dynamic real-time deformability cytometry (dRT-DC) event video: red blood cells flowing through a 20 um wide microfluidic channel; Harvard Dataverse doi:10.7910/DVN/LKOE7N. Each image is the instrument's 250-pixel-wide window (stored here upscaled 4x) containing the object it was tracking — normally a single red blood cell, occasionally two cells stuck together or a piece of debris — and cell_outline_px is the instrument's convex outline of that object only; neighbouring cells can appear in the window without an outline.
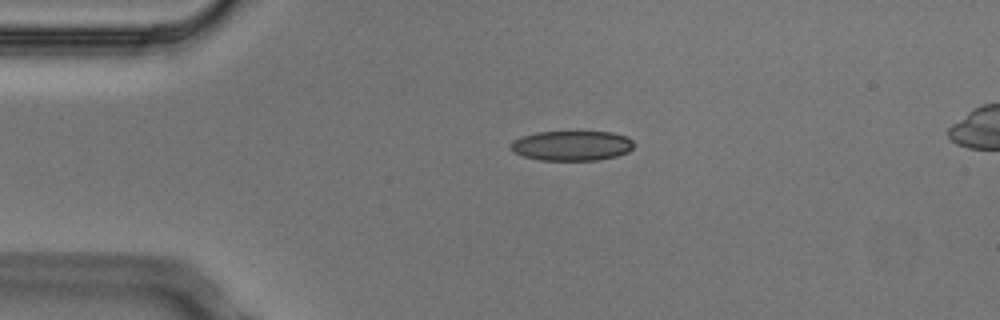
{"species": "Egyptian fruit bat (a non-hibernating species)", "species_latin": "Rousettus aegyptiacus", "temperature_condition": "cold", "stored_images_in_passage": 4, "camera_frame_rate_fps": 3000, "um_per_image_px": 0.085, "animal": {"sex": "male"}, "frame": {"image": 1, "passage_image": 4, "time_ms": 1.0, "image_size_px": [1000, 320], "cell_outline_px": [[636, 144], [628, 152], [616, 156], [596, 160], [540, 160], [524, 156], [516, 152], [512, 148], [512, 140], [536, 132], [580, 128], [612, 132], [624, 136], [632, 140]], "centroid_in_image_um": [48.66, 12.32], "position_along_channel_um": 36.3, "area_um2": 22.31}}